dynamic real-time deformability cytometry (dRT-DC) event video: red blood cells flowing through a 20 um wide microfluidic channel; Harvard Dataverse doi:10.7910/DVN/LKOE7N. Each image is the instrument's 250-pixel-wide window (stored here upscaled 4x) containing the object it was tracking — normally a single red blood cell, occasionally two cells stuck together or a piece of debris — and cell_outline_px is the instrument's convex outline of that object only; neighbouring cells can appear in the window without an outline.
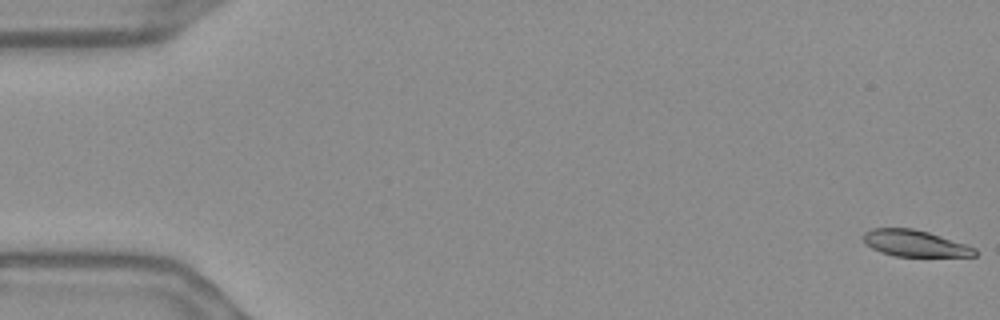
{"species": "Egyptian fruit bat (a non-hibernating species)", "species_latin": "Rousettus aegyptiacus", "temperature_condition": "warm", "stored_images_in_passage": 56, "camera_frame_rate_fps": 3000, "um_per_image_px": 0.085, "frame": {"image": 1, "passage_image": 1, "time_ms": 0.0, "image_size_px": [1000, 320], "cell_outline_px": [[976, 256], [896, 256], [880, 252], [872, 248], [864, 240], [864, 232], [872, 228], [912, 228], [928, 232], [976, 248]], "centroid_in_image_um": [77.75, 20.68], "position_along_channel_um": 7.3, "area_um2": 16.88}}
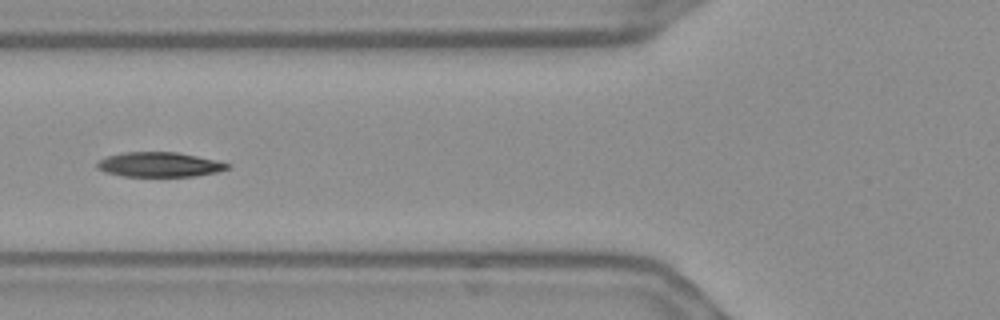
{"frame": {"image": 2, "passage_image": 22, "time_ms": 7.0, "image_size_px": [1000, 320], "cell_outline_px": [[232, 164], [228, 168], [216, 172], [196, 176], [124, 176], [104, 172], [96, 168], [96, 164], [100, 160], [108, 156], [124, 152], [176, 152], [216, 160]], "centroid_in_image_um": [13.54, 13.99], "position_along_channel_um": 112.3, "area_um2": 18.67}}
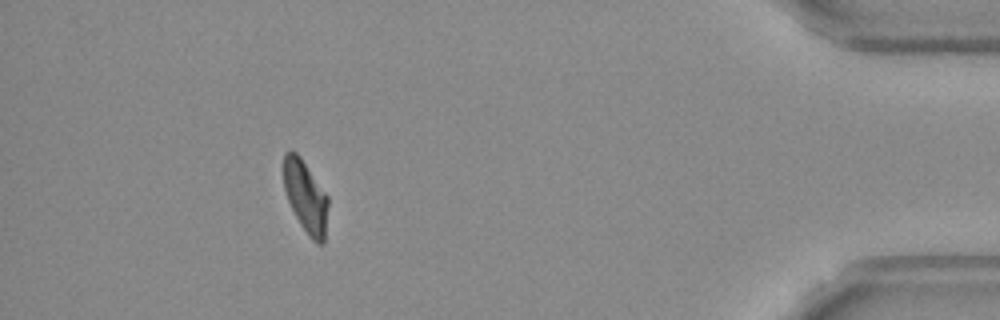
{"frame": {"image": 3, "passage_image": 51, "time_ms": 16.667, "image_size_px": [1000, 320], "cell_outline_px": [[328, 204], [324, 244], [316, 244], [312, 240], [300, 224], [288, 200], [284, 188], [284, 152], [296, 152], [300, 156], [328, 196]], "centroid_in_image_um": [25.99, 16.74], "position_along_channel_um": 409.2, "area_um2": 18.44}, "authors_computed_cell_mechanics": {"area_um2": 19.1607, "velocity_mm_per_s": 3.6533, "shape_relaxation_time_tau1_ms": 8.4525, "shape_relaxation_time_tau2_ms": 5.9292, "deformation_change_tau1": 0.2335, "deformation_change_tau2": 0.0869}}